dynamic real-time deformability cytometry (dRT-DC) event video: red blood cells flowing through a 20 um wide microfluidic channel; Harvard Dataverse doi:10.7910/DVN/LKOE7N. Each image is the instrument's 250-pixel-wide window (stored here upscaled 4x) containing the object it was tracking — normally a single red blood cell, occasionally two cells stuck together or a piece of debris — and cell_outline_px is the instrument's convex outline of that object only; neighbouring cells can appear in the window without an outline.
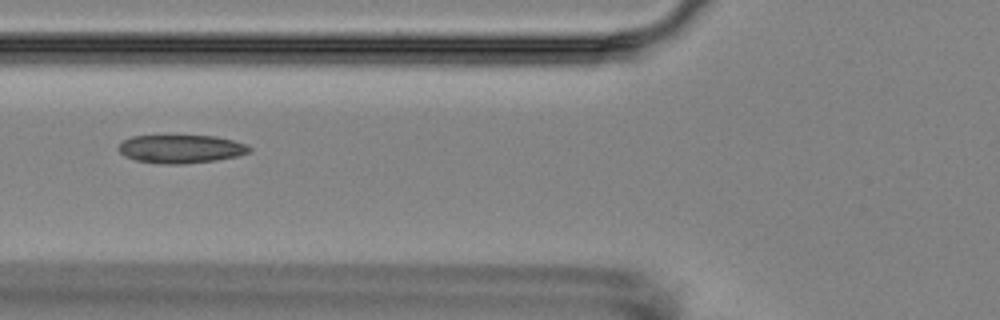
{"species": "Egyptian fruit bat (a non-hibernating species)", "species_latin": "Rousettus aegyptiacus", "temperature_condition": "room temperature", "stored_images_in_passage": 8, "camera_frame_rate_fps": 3000, "um_per_image_px": 0.085, "animal": {"sex": "female"}, "frame": {"image": 1, "passage_image": 7, "time_ms": 6.667, "image_size_px": [1000, 320], "cell_outline_px": [[252, 152], [236, 156], [216, 160], [184, 164], [164, 164], [136, 160], [124, 156], [116, 148], [124, 140], [132, 136], [216, 136], [248, 144], [252, 148]], "centroid_in_image_um": [15.4, 12.66], "position_along_channel_um": 110.4, "area_um2": 21.62}}